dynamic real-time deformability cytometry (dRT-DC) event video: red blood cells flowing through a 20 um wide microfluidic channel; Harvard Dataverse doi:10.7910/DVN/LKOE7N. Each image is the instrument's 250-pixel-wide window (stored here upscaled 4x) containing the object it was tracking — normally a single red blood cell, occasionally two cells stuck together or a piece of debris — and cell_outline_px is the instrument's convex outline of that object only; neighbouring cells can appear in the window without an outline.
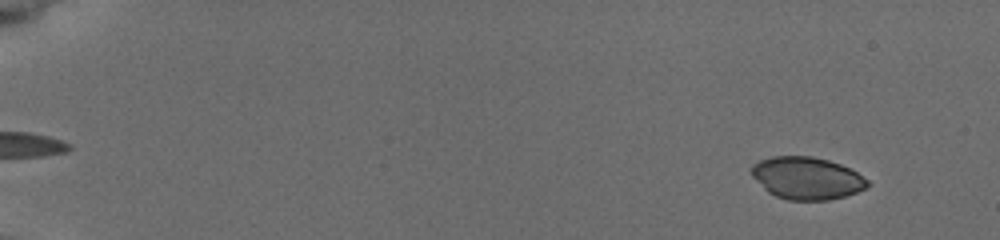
{"species": "common noctule bat (a hibernating species)", "species_latin": "Nyctalus noctula", "temperature_condition": "cold", "stored_images_in_passage": 7, "camera_frame_rate_fps": 3000, "um_per_image_px": 0.085, "animal": {"sex": "female", "body_mass_g": 19.5, "forearm_length_mm": 54.1}, "frame": {"image": 1, "passage_image": 1, "time_ms": 0.0, "image_size_px": [1000, 240], "cell_outline_px": [[872, 184], [856, 192], [844, 196], [828, 200], [788, 200], [776, 196], [768, 192], [752, 176], [752, 164], [760, 160], [772, 156], [812, 156], [828, 160], [840, 164], [856, 172], [868, 180]], "centroid_in_image_um": [68.57, 15.14], "position_along_channel_um": 16.4, "area_um2": 28.5}}
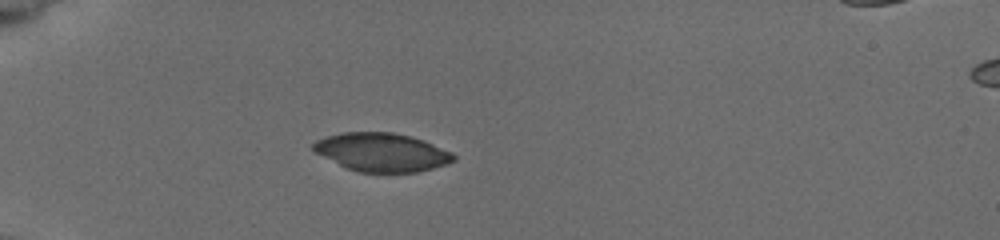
{"frame": {"image": 2, "passage_image": 5, "time_ms": 4.333, "image_size_px": [1000, 240], "cell_outline_px": [[456, 160], [432, 168], [416, 172], [360, 172], [348, 168], [316, 152], [312, 148], [312, 144], [316, 140], [324, 136], [340, 132], [392, 132], [424, 140], [452, 152], [456, 156]], "centroid_in_image_um": [32.46, 12.92], "position_along_channel_um": 52.5, "area_um2": 31.15}}